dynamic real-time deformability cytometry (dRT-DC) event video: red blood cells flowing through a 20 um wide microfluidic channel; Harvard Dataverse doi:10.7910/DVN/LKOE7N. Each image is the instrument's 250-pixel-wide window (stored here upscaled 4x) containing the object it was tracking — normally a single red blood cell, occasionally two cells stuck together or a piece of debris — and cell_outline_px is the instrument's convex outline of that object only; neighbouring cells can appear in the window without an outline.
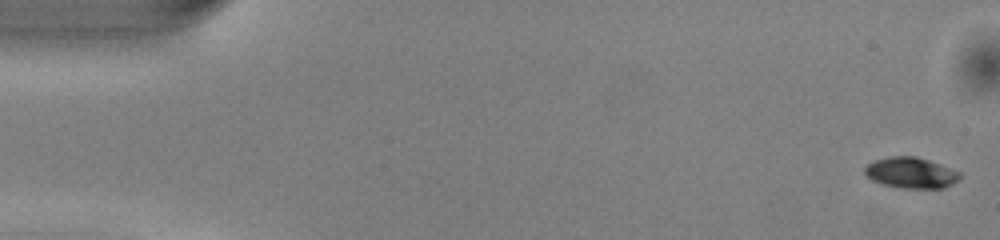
{"species": "common noctule bat (a hibernating species)", "species_latin": "Nyctalus noctula", "temperature_condition": "warm", "stored_images_in_passage": 50, "camera_frame_rate_fps": 3000, "um_per_image_px": 0.085, "animal": {"sex": "male", "body_mass_g": 13.0, "forearm_length_mm": 53.1}, "frame": {"image": 1, "passage_image": 1, "time_ms": 0.0, "image_size_px": [1000, 240], "cell_outline_px": [[960, 180], [944, 188], [900, 188], [880, 184], [872, 180], [864, 172], [864, 168], [868, 164], [876, 160], [892, 156], [916, 156], [928, 160], [960, 172]], "centroid_in_image_um": [77.43, 14.7], "position_along_channel_um": 7.6, "area_um2": 17.05}}
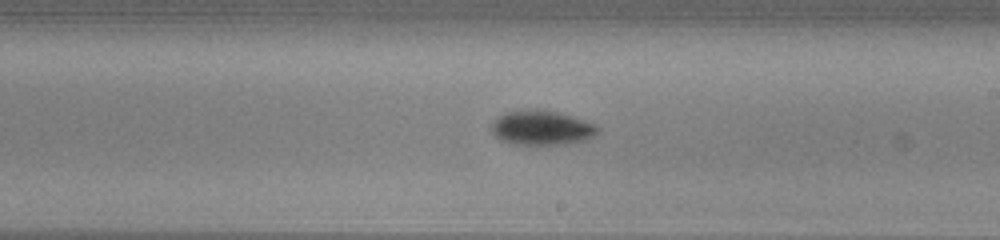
{"frame": {"image": 2, "passage_image": 29, "time_ms": 9.333, "image_size_px": [1000, 240], "cell_outline_px": [[600, 128], [592, 136], [584, 140], [568, 144], [516, 144], [500, 140], [492, 132], [492, 124], [504, 112], [524, 108], [544, 108], [560, 112], [596, 124]], "centroid_in_image_um": [46.04, 10.82], "position_along_channel_um": 243.0, "area_um2": 21.62}}
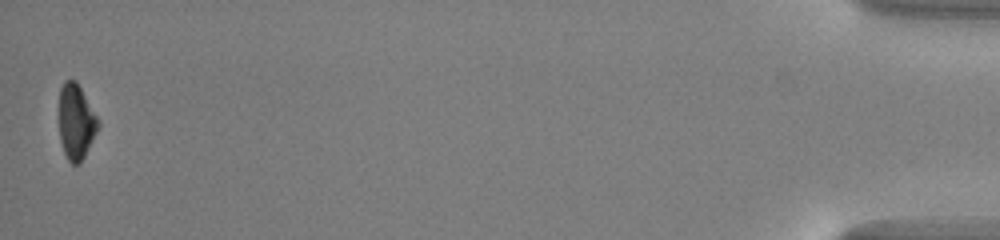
{"frame": {"image": 3, "passage_image": 50, "time_ms": 16.333, "image_size_px": [1000, 240], "cell_outline_px": [[100, 124], [80, 164], [72, 164], [68, 160], [64, 152], [60, 140], [60, 88], [64, 80], [76, 80], [100, 120]], "centroid_in_image_um": [6.48, 10.34], "position_along_channel_um": 428.7, "area_um2": 16.99}, "authors_computed_cell_mechanics": {"area_um2": 18.7561, "velocity_mm_per_s": 4.0733, "shape_relaxation_time_tau1_ms": 2.0911, "shape_relaxation_time_tau2_ms": null, "deformation_change_tau1": 0.1095, "deformation_change_tau2": null}}